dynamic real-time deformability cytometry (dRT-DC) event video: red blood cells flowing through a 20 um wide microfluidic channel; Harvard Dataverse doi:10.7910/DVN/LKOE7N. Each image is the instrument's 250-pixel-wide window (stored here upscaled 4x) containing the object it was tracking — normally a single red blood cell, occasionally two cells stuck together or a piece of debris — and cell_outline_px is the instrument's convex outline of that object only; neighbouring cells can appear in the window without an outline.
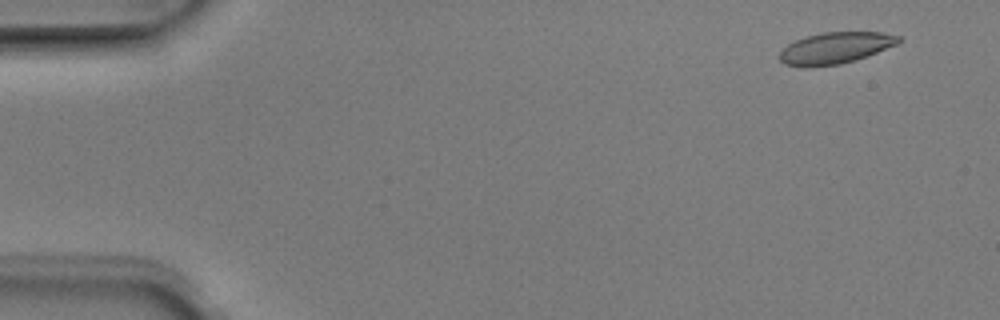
{"species": "Egyptian fruit bat (a non-hibernating species)", "species_latin": "Rousettus aegyptiacus", "temperature_condition": "room temperature", "stored_images_in_passage": 6, "camera_frame_rate_fps": 3000, "um_per_image_px": 0.085, "animal": {"sex": "male"}, "frame": {"image": 1, "passage_image": 2, "time_ms": 0.333, "image_size_px": [1000, 320], "cell_outline_px": [[904, 40], [896, 44], [876, 52], [840, 64], [804, 68], [784, 64], [780, 60], [780, 52], [788, 44], [804, 36], [824, 32], [880, 32], [900, 36]], "centroid_in_image_um": [70.97, 4.08], "position_along_channel_um": 14.0, "area_um2": 21.68}}
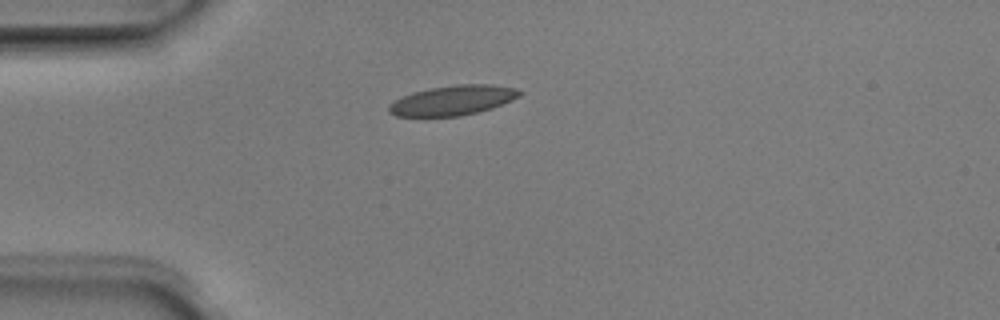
{"frame": {"image": 2, "passage_image": 5, "time_ms": 1.333, "image_size_px": [1000, 320], "cell_outline_px": [[524, 92], [520, 96], [512, 100], [492, 108], [460, 116], [396, 116], [388, 112], [388, 108], [396, 100], [412, 92], [432, 88], [456, 84], [492, 84], [516, 88]], "centroid_in_image_um": [38.54, 8.52], "position_along_channel_um": 46.5, "area_um2": 22.54}}